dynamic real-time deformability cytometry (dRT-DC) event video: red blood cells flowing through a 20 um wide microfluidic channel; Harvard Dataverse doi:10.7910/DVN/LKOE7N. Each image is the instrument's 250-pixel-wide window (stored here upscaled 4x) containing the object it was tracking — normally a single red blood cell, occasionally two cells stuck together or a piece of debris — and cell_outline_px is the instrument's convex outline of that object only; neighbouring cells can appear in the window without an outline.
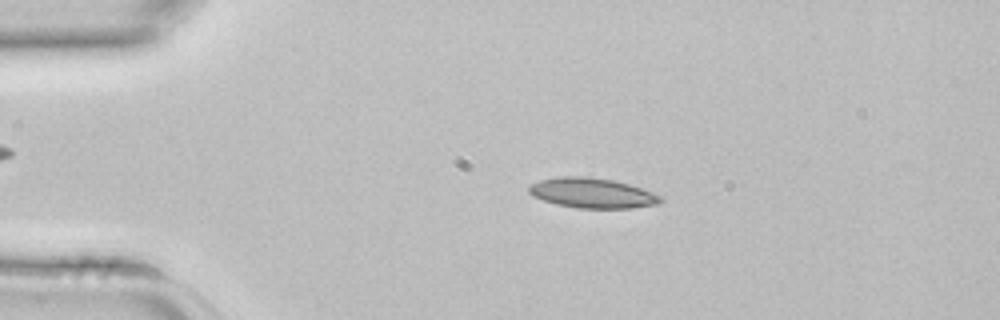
{"species": "common noctule bat (a hibernating species)", "species_latin": "Nyctalus noctula", "temperature_condition": "room temperature", "stored_images_in_passage": 3, "camera_frame_rate_fps": 3000, "um_per_image_px": 0.085, "animal": {"sex": "female", "body_mass_g": 22.7, "forearm_length_mm": 54.2}, "frame": {"image": 1, "passage_image": 2, "time_ms": 0.333, "image_size_px": [1000, 320], "cell_outline_px": [[664, 200], [660, 204], [632, 208], [576, 208], [556, 204], [532, 196], [528, 192], [528, 188], [532, 184], [540, 180], [560, 176], [588, 176], [612, 180], [628, 184], [652, 192], [660, 196]], "centroid_in_image_um": [50.34, 16.41], "position_along_channel_um": 34.7, "area_um2": 23.06}}